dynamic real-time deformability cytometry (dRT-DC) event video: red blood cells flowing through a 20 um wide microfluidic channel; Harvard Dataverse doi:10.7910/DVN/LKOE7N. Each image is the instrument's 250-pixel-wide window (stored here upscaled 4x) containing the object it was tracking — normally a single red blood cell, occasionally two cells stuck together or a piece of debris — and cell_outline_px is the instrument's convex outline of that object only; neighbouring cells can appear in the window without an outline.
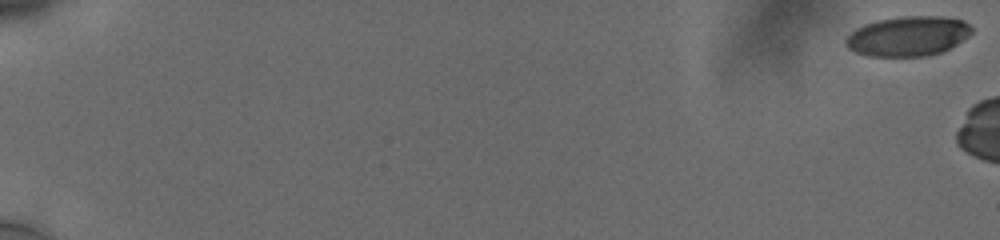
{"species": "human", "species_latin": "Homo sapiens", "temperature_condition": "cold", "stored_images_in_passage": 12, "camera_frame_rate_fps": 3000, "um_per_image_px": 0.085, "donor": {"sex": "male"}, "frame": {"image": 1, "passage_image": 1, "time_ms": 0.0, "image_size_px": [1000, 240], "cell_outline_px": [[972, 32], [968, 36], [956, 44], [940, 52], [928, 56], [868, 56], [856, 52], [848, 48], [844, 40], [856, 28], [864, 24], [876, 20], [904, 16], [944, 16], [964, 20], [972, 28]], "centroid_in_image_um": [77.17, 3.06], "position_along_channel_um": 7.8, "area_um2": 29.19}}